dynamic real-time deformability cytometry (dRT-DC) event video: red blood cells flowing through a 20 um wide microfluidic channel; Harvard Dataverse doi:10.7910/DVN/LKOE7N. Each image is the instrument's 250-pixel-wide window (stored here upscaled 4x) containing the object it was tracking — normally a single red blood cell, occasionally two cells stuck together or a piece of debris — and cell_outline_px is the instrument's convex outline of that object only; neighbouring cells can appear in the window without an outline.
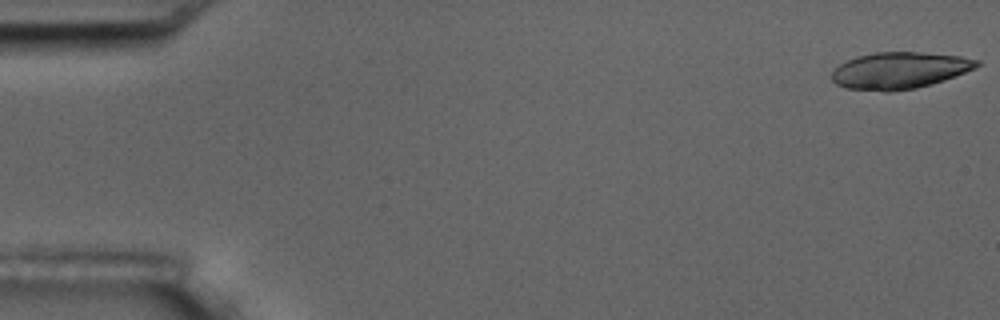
{"species": "common noctule bat (a hibernating species)", "species_latin": "Nyctalus noctula", "temperature_condition": "room temperature", "stored_images_in_passage": 8, "camera_frame_rate_fps": 3000, "um_per_image_px": 0.085, "animal": {"sex": "male", "body_mass_g": 17.5, "forearm_length_mm": 52.3}, "frame": {"image": 1, "passage_image": 1, "time_ms": 0.0, "image_size_px": [1000, 320], "cell_outline_px": [[980, 64], [976, 68], [944, 80], [932, 84], [916, 88], [892, 92], [884, 92], [844, 88], [836, 84], [832, 80], [832, 72], [840, 64], [856, 56], [876, 52], [920, 52], [960, 56], [980, 60]], "centroid_in_image_um": [76.45, 6.0], "position_along_channel_um": 8.5, "area_um2": 31.15}}